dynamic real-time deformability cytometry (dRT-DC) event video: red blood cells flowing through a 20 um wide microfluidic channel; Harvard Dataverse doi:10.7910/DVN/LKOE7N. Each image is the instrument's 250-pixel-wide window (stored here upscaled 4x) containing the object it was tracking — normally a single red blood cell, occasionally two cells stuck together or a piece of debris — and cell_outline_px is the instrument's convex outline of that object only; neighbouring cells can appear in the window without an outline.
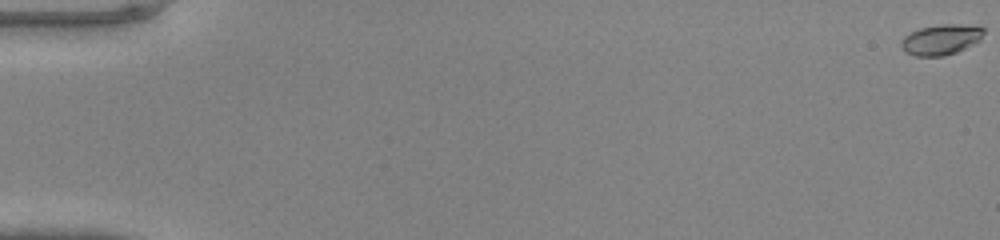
{"species": "common noctule bat (a hibernating species)", "species_latin": "Nyctalus noctula", "temperature_condition": "warm", "stored_images_in_passage": 50, "camera_frame_rate_fps": 3000, "um_per_image_px": 0.085, "animal": {"sex": "male", "body_mass_g": 20.0, "forearm_length_mm": 53.3}, "frame": {"image": 1, "passage_image": 1, "time_ms": 0.0, "image_size_px": [1000, 240], "cell_outline_px": [[984, 32], [980, 40], [956, 52], [944, 56], [916, 56], [904, 52], [900, 44], [904, 36], [920, 28], [940, 24], [960, 24], [984, 28]], "centroid_in_image_um": [79.96, 3.37], "position_along_channel_um": 5.0, "area_um2": 14.51}}
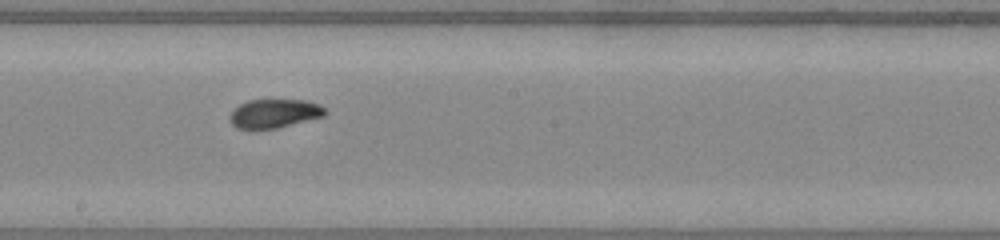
{"frame": {"image": 2, "passage_image": 29, "time_ms": 9.333, "image_size_px": [1000, 240], "cell_outline_px": [[328, 112], [324, 116], [276, 128], [236, 128], [228, 120], [228, 116], [240, 104], [248, 100], [304, 100], [320, 104]], "centroid_in_image_um": [23.32, 9.64], "position_along_channel_um": 224.9, "area_um2": 15.84}}
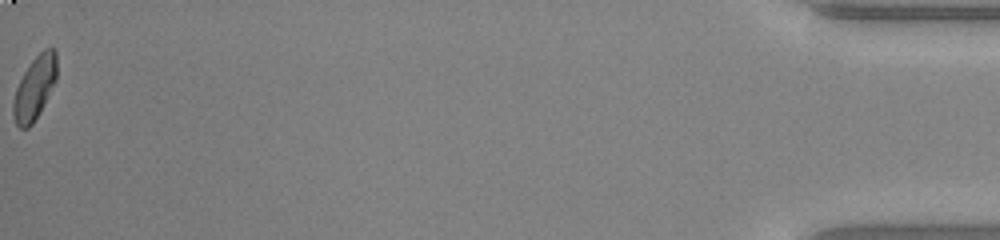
{"frame": {"image": 3, "passage_image": 50, "time_ms": 16.333, "image_size_px": [1000, 240], "cell_outline_px": [[56, 80], [40, 112], [32, 124], [28, 128], [20, 128], [16, 124], [12, 116], [12, 104], [16, 88], [24, 72], [32, 60], [44, 48], [52, 48], [56, 52]], "centroid_in_image_um": [2.92, 7.49], "position_along_channel_um": 432.3, "area_um2": 15.95}}